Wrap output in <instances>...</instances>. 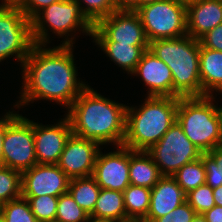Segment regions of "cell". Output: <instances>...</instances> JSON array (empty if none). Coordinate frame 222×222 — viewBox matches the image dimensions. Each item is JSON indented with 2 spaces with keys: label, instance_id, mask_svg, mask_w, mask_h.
I'll list each match as a JSON object with an SVG mask.
<instances>
[{
  "label": "cell",
  "instance_id": "cell-1",
  "mask_svg": "<svg viewBox=\"0 0 222 222\" xmlns=\"http://www.w3.org/2000/svg\"><path fill=\"white\" fill-rule=\"evenodd\" d=\"M47 47L35 44L22 64V90L13 104L15 110L39 100L55 102L67 110L88 86L77 78L74 46Z\"/></svg>",
  "mask_w": 222,
  "mask_h": 222
},
{
  "label": "cell",
  "instance_id": "cell-2",
  "mask_svg": "<svg viewBox=\"0 0 222 222\" xmlns=\"http://www.w3.org/2000/svg\"><path fill=\"white\" fill-rule=\"evenodd\" d=\"M127 105L102 96L87 86L67 109L72 133L107 146L123 145ZM113 143V144H112Z\"/></svg>",
  "mask_w": 222,
  "mask_h": 222
},
{
  "label": "cell",
  "instance_id": "cell-3",
  "mask_svg": "<svg viewBox=\"0 0 222 222\" xmlns=\"http://www.w3.org/2000/svg\"><path fill=\"white\" fill-rule=\"evenodd\" d=\"M144 100L126 109L123 146L135 151H148L176 121L178 97L146 96Z\"/></svg>",
  "mask_w": 222,
  "mask_h": 222
},
{
  "label": "cell",
  "instance_id": "cell-4",
  "mask_svg": "<svg viewBox=\"0 0 222 222\" xmlns=\"http://www.w3.org/2000/svg\"><path fill=\"white\" fill-rule=\"evenodd\" d=\"M149 50L171 70L173 97H201L199 40L185 35L178 38L152 40Z\"/></svg>",
  "mask_w": 222,
  "mask_h": 222
},
{
  "label": "cell",
  "instance_id": "cell-5",
  "mask_svg": "<svg viewBox=\"0 0 222 222\" xmlns=\"http://www.w3.org/2000/svg\"><path fill=\"white\" fill-rule=\"evenodd\" d=\"M31 28L32 38L36 45L48 46L52 41L49 35L52 32L58 36L57 38L64 37L62 44L58 45L73 46L78 32L92 37L94 24L82 12L77 1L61 0L41 10L31 20Z\"/></svg>",
  "mask_w": 222,
  "mask_h": 222
},
{
  "label": "cell",
  "instance_id": "cell-6",
  "mask_svg": "<svg viewBox=\"0 0 222 222\" xmlns=\"http://www.w3.org/2000/svg\"><path fill=\"white\" fill-rule=\"evenodd\" d=\"M215 96L180 97L176 121L201 153L220 146V127Z\"/></svg>",
  "mask_w": 222,
  "mask_h": 222
},
{
  "label": "cell",
  "instance_id": "cell-7",
  "mask_svg": "<svg viewBox=\"0 0 222 222\" xmlns=\"http://www.w3.org/2000/svg\"><path fill=\"white\" fill-rule=\"evenodd\" d=\"M142 22L149 42L187 35L186 2L158 0L135 11Z\"/></svg>",
  "mask_w": 222,
  "mask_h": 222
},
{
  "label": "cell",
  "instance_id": "cell-8",
  "mask_svg": "<svg viewBox=\"0 0 222 222\" xmlns=\"http://www.w3.org/2000/svg\"><path fill=\"white\" fill-rule=\"evenodd\" d=\"M34 45L25 14L18 7L0 6V62L13 57L22 66Z\"/></svg>",
  "mask_w": 222,
  "mask_h": 222
},
{
  "label": "cell",
  "instance_id": "cell-9",
  "mask_svg": "<svg viewBox=\"0 0 222 222\" xmlns=\"http://www.w3.org/2000/svg\"><path fill=\"white\" fill-rule=\"evenodd\" d=\"M147 152L163 176H173L186 163L198 160L202 154L177 121Z\"/></svg>",
  "mask_w": 222,
  "mask_h": 222
},
{
  "label": "cell",
  "instance_id": "cell-10",
  "mask_svg": "<svg viewBox=\"0 0 222 222\" xmlns=\"http://www.w3.org/2000/svg\"><path fill=\"white\" fill-rule=\"evenodd\" d=\"M36 164L33 121L19 114L7 126L3 138L2 166L22 173Z\"/></svg>",
  "mask_w": 222,
  "mask_h": 222
},
{
  "label": "cell",
  "instance_id": "cell-11",
  "mask_svg": "<svg viewBox=\"0 0 222 222\" xmlns=\"http://www.w3.org/2000/svg\"><path fill=\"white\" fill-rule=\"evenodd\" d=\"M93 41H116L129 45H149L144 27L135 11H114L101 18L92 31Z\"/></svg>",
  "mask_w": 222,
  "mask_h": 222
},
{
  "label": "cell",
  "instance_id": "cell-12",
  "mask_svg": "<svg viewBox=\"0 0 222 222\" xmlns=\"http://www.w3.org/2000/svg\"><path fill=\"white\" fill-rule=\"evenodd\" d=\"M102 149L97 154L92 177L101 189L123 192L130 185V148L117 146L107 153Z\"/></svg>",
  "mask_w": 222,
  "mask_h": 222
},
{
  "label": "cell",
  "instance_id": "cell-13",
  "mask_svg": "<svg viewBox=\"0 0 222 222\" xmlns=\"http://www.w3.org/2000/svg\"><path fill=\"white\" fill-rule=\"evenodd\" d=\"M70 178L57 164H36L22 172L21 196H54L68 192Z\"/></svg>",
  "mask_w": 222,
  "mask_h": 222
},
{
  "label": "cell",
  "instance_id": "cell-14",
  "mask_svg": "<svg viewBox=\"0 0 222 222\" xmlns=\"http://www.w3.org/2000/svg\"><path fill=\"white\" fill-rule=\"evenodd\" d=\"M56 124L33 121L34 145L37 164H58L65 144L72 134L71 124L66 115ZM61 119V120H60Z\"/></svg>",
  "mask_w": 222,
  "mask_h": 222
},
{
  "label": "cell",
  "instance_id": "cell-15",
  "mask_svg": "<svg viewBox=\"0 0 222 222\" xmlns=\"http://www.w3.org/2000/svg\"><path fill=\"white\" fill-rule=\"evenodd\" d=\"M100 146L72 133L57 165L70 179L92 176Z\"/></svg>",
  "mask_w": 222,
  "mask_h": 222
},
{
  "label": "cell",
  "instance_id": "cell-16",
  "mask_svg": "<svg viewBox=\"0 0 222 222\" xmlns=\"http://www.w3.org/2000/svg\"><path fill=\"white\" fill-rule=\"evenodd\" d=\"M131 76L141 77L147 96L173 97V77L170 68L152 51L146 50Z\"/></svg>",
  "mask_w": 222,
  "mask_h": 222
},
{
  "label": "cell",
  "instance_id": "cell-17",
  "mask_svg": "<svg viewBox=\"0 0 222 222\" xmlns=\"http://www.w3.org/2000/svg\"><path fill=\"white\" fill-rule=\"evenodd\" d=\"M187 35L199 40L222 23V0H191L186 2Z\"/></svg>",
  "mask_w": 222,
  "mask_h": 222
},
{
  "label": "cell",
  "instance_id": "cell-18",
  "mask_svg": "<svg viewBox=\"0 0 222 222\" xmlns=\"http://www.w3.org/2000/svg\"><path fill=\"white\" fill-rule=\"evenodd\" d=\"M186 197V193L172 176H163L151 189L150 208L143 221L153 222L155 219L170 213L184 203Z\"/></svg>",
  "mask_w": 222,
  "mask_h": 222
},
{
  "label": "cell",
  "instance_id": "cell-19",
  "mask_svg": "<svg viewBox=\"0 0 222 222\" xmlns=\"http://www.w3.org/2000/svg\"><path fill=\"white\" fill-rule=\"evenodd\" d=\"M106 57L108 56L115 65L119 66L128 75H131L143 53L149 49V45H129L116 41H93Z\"/></svg>",
  "mask_w": 222,
  "mask_h": 222
},
{
  "label": "cell",
  "instance_id": "cell-20",
  "mask_svg": "<svg viewBox=\"0 0 222 222\" xmlns=\"http://www.w3.org/2000/svg\"><path fill=\"white\" fill-rule=\"evenodd\" d=\"M199 70L202 96H212L222 86V51L200 45Z\"/></svg>",
  "mask_w": 222,
  "mask_h": 222
},
{
  "label": "cell",
  "instance_id": "cell-21",
  "mask_svg": "<svg viewBox=\"0 0 222 222\" xmlns=\"http://www.w3.org/2000/svg\"><path fill=\"white\" fill-rule=\"evenodd\" d=\"M163 177L147 151L130 149V184L152 189Z\"/></svg>",
  "mask_w": 222,
  "mask_h": 222
},
{
  "label": "cell",
  "instance_id": "cell-22",
  "mask_svg": "<svg viewBox=\"0 0 222 222\" xmlns=\"http://www.w3.org/2000/svg\"><path fill=\"white\" fill-rule=\"evenodd\" d=\"M89 216L95 220L126 222L123 192L100 189L93 212Z\"/></svg>",
  "mask_w": 222,
  "mask_h": 222
},
{
  "label": "cell",
  "instance_id": "cell-23",
  "mask_svg": "<svg viewBox=\"0 0 222 222\" xmlns=\"http://www.w3.org/2000/svg\"><path fill=\"white\" fill-rule=\"evenodd\" d=\"M126 221H143L150 208L151 189L130 184L123 191Z\"/></svg>",
  "mask_w": 222,
  "mask_h": 222
},
{
  "label": "cell",
  "instance_id": "cell-24",
  "mask_svg": "<svg viewBox=\"0 0 222 222\" xmlns=\"http://www.w3.org/2000/svg\"><path fill=\"white\" fill-rule=\"evenodd\" d=\"M100 189L92 176L72 178L68 185L69 194L89 215L93 212Z\"/></svg>",
  "mask_w": 222,
  "mask_h": 222
},
{
  "label": "cell",
  "instance_id": "cell-25",
  "mask_svg": "<svg viewBox=\"0 0 222 222\" xmlns=\"http://www.w3.org/2000/svg\"><path fill=\"white\" fill-rule=\"evenodd\" d=\"M172 177L186 194L204 185L206 171L202 159L186 163Z\"/></svg>",
  "mask_w": 222,
  "mask_h": 222
},
{
  "label": "cell",
  "instance_id": "cell-26",
  "mask_svg": "<svg viewBox=\"0 0 222 222\" xmlns=\"http://www.w3.org/2000/svg\"><path fill=\"white\" fill-rule=\"evenodd\" d=\"M22 173L0 165V205L21 197Z\"/></svg>",
  "mask_w": 222,
  "mask_h": 222
},
{
  "label": "cell",
  "instance_id": "cell-27",
  "mask_svg": "<svg viewBox=\"0 0 222 222\" xmlns=\"http://www.w3.org/2000/svg\"><path fill=\"white\" fill-rule=\"evenodd\" d=\"M89 214L69 194H61L57 202L56 222H88Z\"/></svg>",
  "mask_w": 222,
  "mask_h": 222
},
{
  "label": "cell",
  "instance_id": "cell-28",
  "mask_svg": "<svg viewBox=\"0 0 222 222\" xmlns=\"http://www.w3.org/2000/svg\"><path fill=\"white\" fill-rule=\"evenodd\" d=\"M0 216L5 222H39L22 196L0 205Z\"/></svg>",
  "mask_w": 222,
  "mask_h": 222
},
{
  "label": "cell",
  "instance_id": "cell-29",
  "mask_svg": "<svg viewBox=\"0 0 222 222\" xmlns=\"http://www.w3.org/2000/svg\"><path fill=\"white\" fill-rule=\"evenodd\" d=\"M200 158L205 167V184L211 188L222 185V146H217L207 153H202Z\"/></svg>",
  "mask_w": 222,
  "mask_h": 222
},
{
  "label": "cell",
  "instance_id": "cell-30",
  "mask_svg": "<svg viewBox=\"0 0 222 222\" xmlns=\"http://www.w3.org/2000/svg\"><path fill=\"white\" fill-rule=\"evenodd\" d=\"M23 198L27 199L32 213L39 222L55 221L59 197L45 195Z\"/></svg>",
  "mask_w": 222,
  "mask_h": 222
},
{
  "label": "cell",
  "instance_id": "cell-31",
  "mask_svg": "<svg viewBox=\"0 0 222 222\" xmlns=\"http://www.w3.org/2000/svg\"><path fill=\"white\" fill-rule=\"evenodd\" d=\"M186 201L193 208L196 214H203L215 206L213 188L209 185H201L186 194Z\"/></svg>",
  "mask_w": 222,
  "mask_h": 222
},
{
  "label": "cell",
  "instance_id": "cell-32",
  "mask_svg": "<svg viewBox=\"0 0 222 222\" xmlns=\"http://www.w3.org/2000/svg\"><path fill=\"white\" fill-rule=\"evenodd\" d=\"M82 12L95 25L101 18L116 11L113 0H75ZM84 4V5H83Z\"/></svg>",
  "mask_w": 222,
  "mask_h": 222
},
{
  "label": "cell",
  "instance_id": "cell-33",
  "mask_svg": "<svg viewBox=\"0 0 222 222\" xmlns=\"http://www.w3.org/2000/svg\"><path fill=\"white\" fill-rule=\"evenodd\" d=\"M195 216L196 212L185 201L170 213L155 219L153 222H192Z\"/></svg>",
  "mask_w": 222,
  "mask_h": 222
},
{
  "label": "cell",
  "instance_id": "cell-34",
  "mask_svg": "<svg viewBox=\"0 0 222 222\" xmlns=\"http://www.w3.org/2000/svg\"><path fill=\"white\" fill-rule=\"evenodd\" d=\"M199 43L202 47L222 51V23L203 35Z\"/></svg>",
  "mask_w": 222,
  "mask_h": 222
},
{
  "label": "cell",
  "instance_id": "cell-35",
  "mask_svg": "<svg viewBox=\"0 0 222 222\" xmlns=\"http://www.w3.org/2000/svg\"><path fill=\"white\" fill-rule=\"evenodd\" d=\"M61 0H24L18 7L31 21L41 10Z\"/></svg>",
  "mask_w": 222,
  "mask_h": 222
},
{
  "label": "cell",
  "instance_id": "cell-36",
  "mask_svg": "<svg viewBox=\"0 0 222 222\" xmlns=\"http://www.w3.org/2000/svg\"><path fill=\"white\" fill-rule=\"evenodd\" d=\"M19 110L8 111L4 113L0 118V165L2 166V156H3V138L7 129V126L19 115Z\"/></svg>",
  "mask_w": 222,
  "mask_h": 222
},
{
  "label": "cell",
  "instance_id": "cell-37",
  "mask_svg": "<svg viewBox=\"0 0 222 222\" xmlns=\"http://www.w3.org/2000/svg\"><path fill=\"white\" fill-rule=\"evenodd\" d=\"M116 11H136L139 0H113Z\"/></svg>",
  "mask_w": 222,
  "mask_h": 222
},
{
  "label": "cell",
  "instance_id": "cell-38",
  "mask_svg": "<svg viewBox=\"0 0 222 222\" xmlns=\"http://www.w3.org/2000/svg\"><path fill=\"white\" fill-rule=\"evenodd\" d=\"M207 222H222V206L215 205L202 214Z\"/></svg>",
  "mask_w": 222,
  "mask_h": 222
},
{
  "label": "cell",
  "instance_id": "cell-39",
  "mask_svg": "<svg viewBox=\"0 0 222 222\" xmlns=\"http://www.w3.org/2000/svg\"><path fill=\"white\" fill-rule=\"evenodd\" d=\"M213 196L215 200V205L222 206V185L213 188Z\"/></svg>",
  "mask_w": 222,
  "mask_h": 222
},
{
  "label": "cell",
  "instance_id": "cell-40",
  "mask_svg": "<svg viewBox=\"0 0 222 222\" xmlns=\"http://www.w3.org/2000/svg\"><path fill=\"white\" fill-rule=\"evenodd\" d=\"M0 6L19 7L24 0H1Z\"/></svg>",
  "mask_w": 222,
  "mask_h": 222
},
{
  "label": "cell",
  "instance_id": "cell-41",
  "mask_svg": "<svg viewBox=\"0 0 222 222\" xmlns=\"http://www.w3.org/2000/svg\"><path fill=\"white\" fill-rule=\"evenodd\" d=\"M217 113H218L219 127H220V145L222 146V105L218 106V103H217Z\"/></svg>",
  "mask_w": 222,
  "mask_h": 222
},
{
  "label": "cell",
  "instance_id": "cell-42",
  "mask_svg": "<svg viewBox=\"0 0 222 222\" xmlns=\"http://www.w3.org/2000/svg\"><path fill=\"white\" fill-rule=\"evenodd\" d=\"M192 222H207V221L202 216V214H196V216L193 218Z\"/></svg>",
  "mask_w": 222,
  "mask_h": 222
},
{
  "label": "cell",
  "instance_id": "cell-43",
  "mask_svg": "<svg viewBox=\"0 0 222 222\" xmlns=\"http://www.w3.org/2000/svg\"><path fill=\"white\" fill-rule=\"evenodd\" d=\"M158 0H139V7L148 3L156 2Z\"/></svg>",
  "mask_w": 222,
  "mask_h": 222
},
{
  "label": "cell",
  "instance_id": "cell-44",
  "mask_svg": "<svg viewBox=\"0 0 222 222\" xmlns=\"http://www.w3.org/2000/svg\"><path fill=\"white\" fill-rule=\"evenodd\" d=\"M88 222H113V221L95 220V219L90 218V219L88 220Z\"/></svg>",
  "mask_w": 222,
  "mask_h": 222
},
{
  "label": "cell",
  "instance_id": "cell-45",
  "mask_svg": "<svg viewBox=\"0 0 222 222\" xmlns=\"http://www.w3.org/2000/svg\"><path fill=\"white\" fill-rule=\"evenodd\" d=\"M218 93V95L222 94V86L216 91Z\"/></svg>",
  "mask_w": 222,
  "mask_h": 222
},
{
  "label": "cell",
  "instance_id": "cell-46",
  "mask_svg": "<svg viewBox=\"0 0 222 222\" xmlns=\"http://www.w3.org/2000/svg\"><path fill=\"white\" fill-rule=\"evenodd\" d=\"M126 222H145V221H126Z\"/></svg>",
  "mask_w": 222,
  "mask_h": 222
},
{
  "label": "cell",
  "instance_id": "cell-47",
  "mask_svg": "<svg viewBox=\"0 0 222 222\" xmlns=\"http://www.w3.org/2000/svg\"><path fill=\"white\" fill-rule=\"evenodd\" d=\"M0 222H5L4 219L0 216Z\"/></svg>",
  "mask_w": 222,
  "mask_h": 222
}]
</instances>
